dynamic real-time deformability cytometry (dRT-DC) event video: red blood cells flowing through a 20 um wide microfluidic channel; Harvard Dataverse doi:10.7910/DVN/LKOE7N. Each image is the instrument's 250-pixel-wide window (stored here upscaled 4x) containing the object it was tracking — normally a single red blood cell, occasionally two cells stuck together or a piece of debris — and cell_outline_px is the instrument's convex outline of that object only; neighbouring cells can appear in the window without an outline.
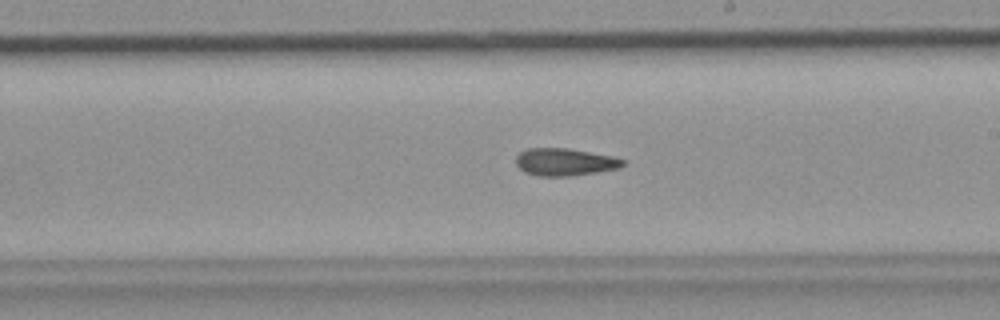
{"species": "common noctule bat (a hibernating species)", "species_latin": "Nyctalus noctula", "temperature_condition": "room temperature", "stored_images_in_passage": 35, "camera_frame_rate_fps": 3000, "um_per_image_px": 0.085, "animal": {"sex": "female", "body_mass_g": 19.9}, "frame": {"image": 1, "passage_image": 20, "time_ms": 6.333, "image_size_px": [1000, 320], "cell_outline_px": [[624, 164], [620, 168], [596, 172], [568, 176], [540, 176], [524, 172], [516, 164], [516, 156], [520, 152], [528, 148], [568, 148], [612, 156], [624, 160]], "centroid_in_image_um": [47.99, 13.77], "position_along_channel_um": 241.0, "area_um2": 16.99}}